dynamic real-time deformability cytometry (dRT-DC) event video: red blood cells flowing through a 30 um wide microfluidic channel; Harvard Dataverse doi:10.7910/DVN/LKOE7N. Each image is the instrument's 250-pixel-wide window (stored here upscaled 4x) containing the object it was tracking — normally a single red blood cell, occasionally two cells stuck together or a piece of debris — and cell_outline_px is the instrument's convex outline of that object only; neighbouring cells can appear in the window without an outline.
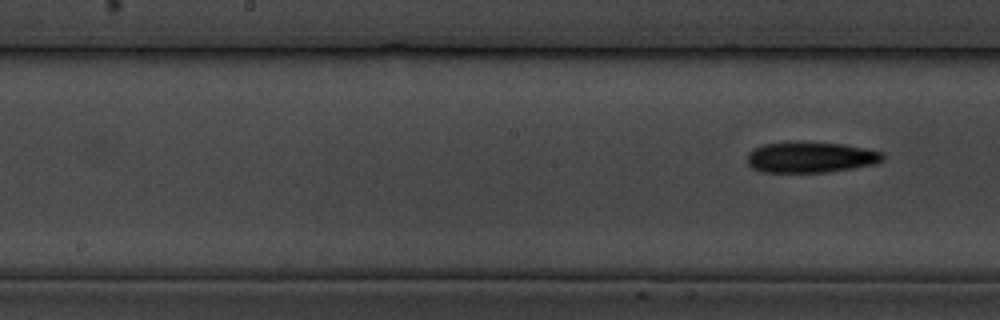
{"species": "common noctule bat (a hibernating species)", "species_latin": "Nyctalus noctula", "temperature_condition": "cold", "stored_images_in_passage": 7, "segment_of_instrument_passage": [2, 2], "camera_frame_rate_fps": 3000, "um_per_image_px": 0.085, "animal": {"sex": "male", "body_mass_g": 19.5, "forearm_length_mm": 54.6}, "frame": {"image": 1, "passage_image": 7, "time_ms": 7.667, "image_size_px": [1000, 320], "cell_outline_px": [[884, 160], [876, 164], [828, 172], [760, 172], [752, 168], [748, 164], [748, 152], [752, 148], [764, 144], [796, 140], [840, 144], [864, 148], [884, 152]], "centroid_in_image_um": [68.88, 13.35], "position_along_channel_um": 179.3, "area_um2": 24.8}}